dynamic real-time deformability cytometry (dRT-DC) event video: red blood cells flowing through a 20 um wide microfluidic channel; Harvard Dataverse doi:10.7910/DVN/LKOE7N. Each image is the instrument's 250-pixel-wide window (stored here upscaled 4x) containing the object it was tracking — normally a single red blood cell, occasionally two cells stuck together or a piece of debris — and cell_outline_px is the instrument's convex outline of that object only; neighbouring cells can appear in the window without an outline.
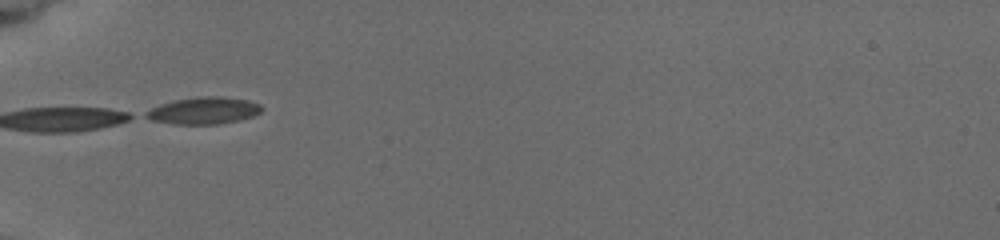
{"species": "common noctule bat (a hibernating species)", "species_latin": "Nyctalus noctula", "temperature_condition": "cold", "stored_images_in_passage": 9, "segment_of_instrument_passage": [2, 2], "camera_frame_rate_fps": 3000, "um_per_image_px": 0.085, "animal": {"sex": "female", "body_mass_g": 19.5, "forearm_length_mm": 54.1}, "frame": {"image": 1, "passage_image": 8, "time_ms": 6.667, "image_size_px": [1000, 240], "cell_outline_px": [[264, 108], [260, 112], [252, 116], [240, 120], [216, 124], [172, 124], [152, 120], [144, 116], [144, 112], [160, 104], [176, 100], [204, 96], [220, 96], [248, 100], [260, 104]], "centroid_in_image_um": [17.32, 9.4], "position_along_channel_um": 67.7, "area_um2": 18.09}}